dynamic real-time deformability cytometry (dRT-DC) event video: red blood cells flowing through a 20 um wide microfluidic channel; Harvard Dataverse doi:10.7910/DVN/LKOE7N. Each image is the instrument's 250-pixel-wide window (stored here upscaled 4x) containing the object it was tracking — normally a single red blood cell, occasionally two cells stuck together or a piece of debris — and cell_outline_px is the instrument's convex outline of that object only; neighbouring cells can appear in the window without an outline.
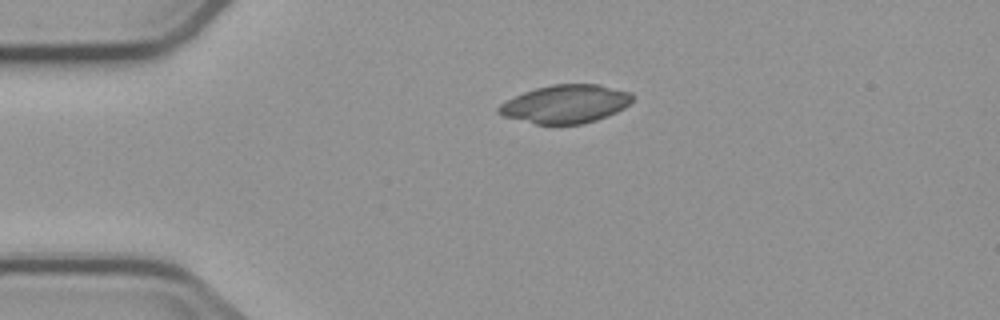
{"species": "common noctule bat (a hibernating species)", "species_latin": "Nyctalus noctula", "temperature_condition": "cold", "stored_images_in_passage": 6, "camera_frame_rate_fps": 3000, "um_per_image_px": 0.085, "animal": {"sex": "male", "body_mass_g": 23.1, "forearm_length_mm": 52.7}, "frame": {"image": 1, "passage_image": 1, "time_ms": 0.0, "image_size_px": [1000, 320], "cell_outline_px": [[632, 104], [608, 116], [584, 124], [536, 124], [500, 116], [496, 112], [496, 108], [500, 104], [524, 92], [536, 88], [552, 84], [600, 84], [632, 92]], "centroid_in_image_um": [48.08, 8.84], "position_along_channel_um": 36.9, "area_um2": 30.11}}